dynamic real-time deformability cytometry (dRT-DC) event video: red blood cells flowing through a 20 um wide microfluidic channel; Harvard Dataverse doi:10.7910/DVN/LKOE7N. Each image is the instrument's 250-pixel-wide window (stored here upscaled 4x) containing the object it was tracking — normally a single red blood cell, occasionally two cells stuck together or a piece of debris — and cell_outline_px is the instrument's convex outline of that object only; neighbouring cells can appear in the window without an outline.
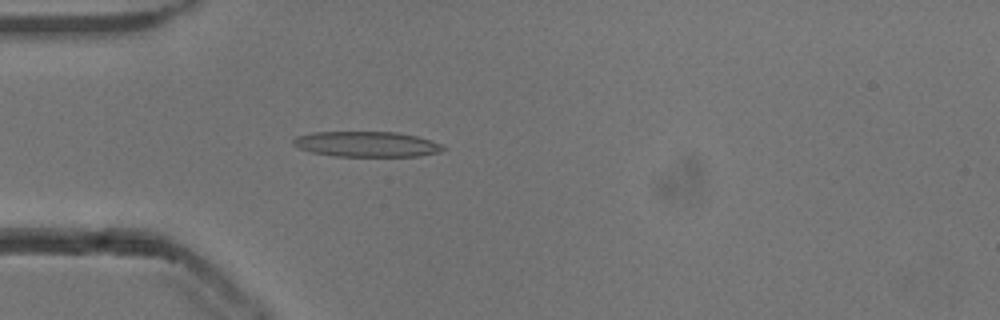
{"species": "common noctule bat (a hibernating species)", "species_latin": "Nyctalus noctula", "temperature_condition": "cold", "stored_images_in_passage": 49, "camera_frame_rate_fps": 3000, "um_per_image_px": 0.085, "animal": {"sex": "male", "body_mass_g": 13.3}, "frame": {"image": 1, "passage_image": 11, "time_ms": 3.333, "image_size_px": [1000, 320], "cell_outline_px": [[444, 148], [440, 152], [420, 156], [336, 156], [312, 152], [300, 148], [292, 144], [292, 140], [296, 136], [312, 132], [400, 132], [416, 136], [444, 144]], "centroid_in_image_um": [31.18, 12.25], "position_along_channel_um": 53.8, "area_um2": 22.2}}
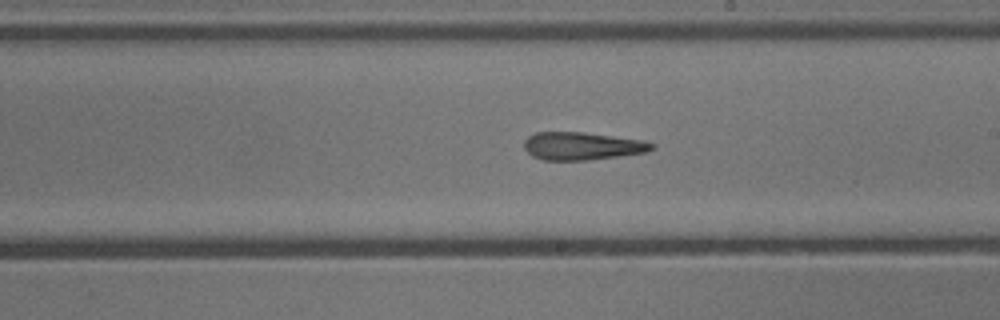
{"frame": {"image": 2, "passage_image": 26, "time_ms": 8.333, "image_size_px": [1000, 320], "cell_outline_px": [[656, 148], [648, 152], [588, 160], [544, 160], [532, 156], [524, 148], [524, 140], [528, 136], [536, 132], [584, 132], [644, 140], [656, 144]], "centroid_in_image_um": [49.51, 12.41], "position_along_channel_um": 239.5, "area_um2": 20.87}}
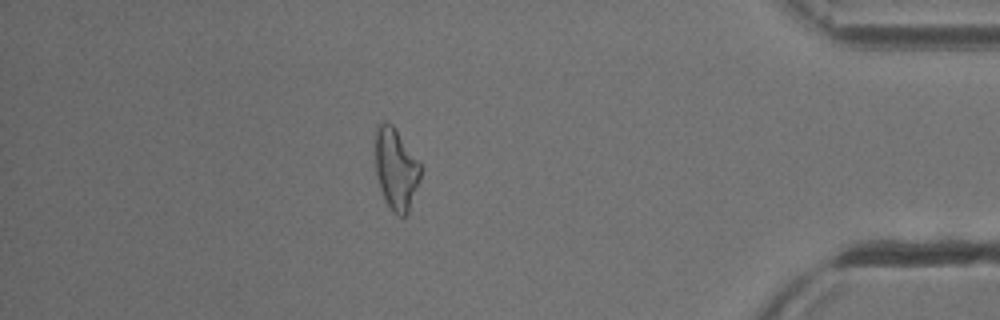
{"frame": {"image": 3, "passage_image": 42, "time_ms": 13.667, "image_size_px": [1000, 320], "cell_outline_px": [[420, 180], [408, 212], [404, 216], [400, 216], [392, 212], [384, 200], [380, 188], [376, 172], [376, 124], [384, 120], [392, 124], [420, 164]], "centroid_in_image_um": [33.64, 14.37], "position_along_channel_um": 401.6, "area_um2": 21.27}, "authors_computed_cell_mechanics": {"area_um2": 21.8484, "velocity_mm_per_s": 3.843, "shape_relaxation_time_tau1_ms": null, "shape_relaxation_time_tau2_ms": 8.0769, "deformation_change_tau1": null, "deformation_change_tau2": 0.2477}}